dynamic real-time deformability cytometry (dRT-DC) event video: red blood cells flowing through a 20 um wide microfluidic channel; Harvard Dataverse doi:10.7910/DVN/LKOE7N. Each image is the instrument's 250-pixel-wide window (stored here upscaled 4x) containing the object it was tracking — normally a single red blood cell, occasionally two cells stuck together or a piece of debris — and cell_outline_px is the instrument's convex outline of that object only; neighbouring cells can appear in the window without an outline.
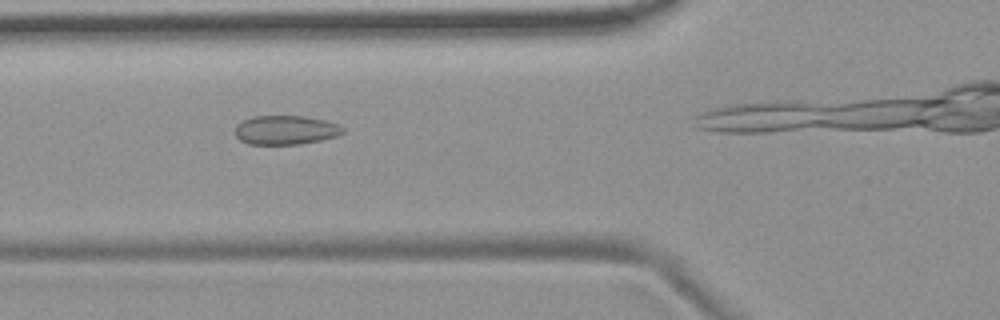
{"species": "common noctule bat (a hibernating species)", "species_latin": "Nyctalus noctula", "temperature_condition": "room temperature", "stored_images_in_passage": 4, "camera_frame_rate_fps": 3000, "um_per_image_px": 0.085, "animal": {"sex": "female", "body_mass_g": 19.9}, "frame": {"image": 1, "passage_image": 3, "time_ms": 2.333, "image_size_px": [1000, 320], "cell_outline_px": [[344, 132], [336, 136], [320, 140], [300, 144], [248, 144], [240, 140], [236, 136], [236, 124], [252, 116], [304, 116], [324, 120], [336, 124], [344, 128]], "centroid_in_image_um": [24.26, 11.05], "position_along_channel_um": 101.5, "area_um2": 18.15}}